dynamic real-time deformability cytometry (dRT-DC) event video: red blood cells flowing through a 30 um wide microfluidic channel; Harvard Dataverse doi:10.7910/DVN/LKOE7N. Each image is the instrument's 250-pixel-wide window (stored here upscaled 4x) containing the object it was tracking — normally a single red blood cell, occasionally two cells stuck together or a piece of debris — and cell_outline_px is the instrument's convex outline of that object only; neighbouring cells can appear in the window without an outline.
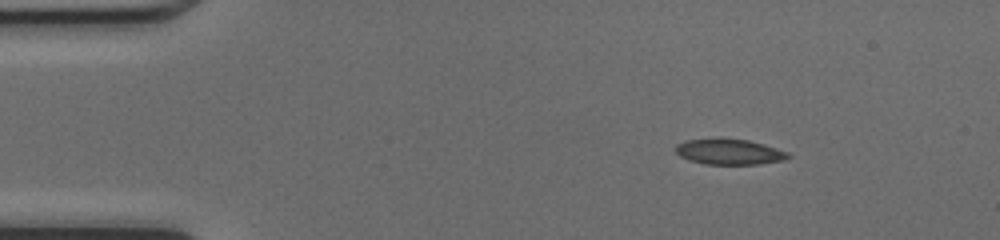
{"species": "common noctule bat (a hibernating species)", "species_latin": "Nyctalus noctula", "temperature_condition": "cold", "stored_images_in_passage": 42, "camera_frame_rate_fps": 3000, "um_per_image_px": 0.085, "animal": {"sex": "female", "body_mass_g": 17.0, "forearm_length_mm": 48.0}, "frame": {"image": 1, "passage_image": 1, "time_ms": 0.0, "image_size_px": [1000, 240], "cell_outline_px": [[792, 156], [784, 160], [760, 164], [704, 164], [688, 160], [680, 156], [676, 152], [676, 144], [688, 140], [720, 136], [748, 140], [764, 144], [788, 152]], "centroid_in_image_um": [61.98, 12.88], "position_along_channel_um": 23.0, "area_um2": 17.22}}
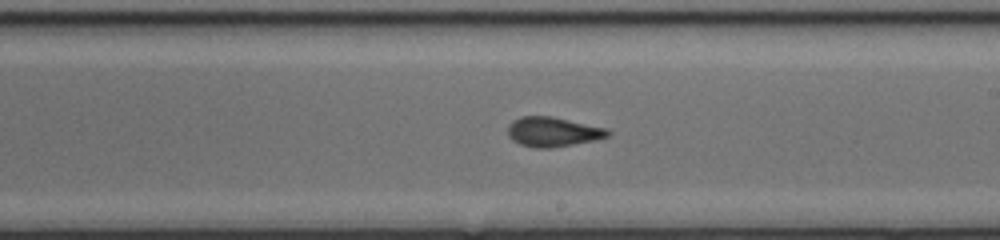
{"frame": {"image": 2, "passage_image": 22, "time_ms": 7.0, "image_size_px": [1000, 240], "cell_outline_px": [[612, 132], [608, 136], [592, 140], [552, 148], [536, 148], [520, 144], [512, 140], [508, 136], [508, 124], [512, 120], [520, 116], [552, 116], [608, 128]], "centroid_in_image_um": [46.97, 11.19], "position_along_channel_um": 242.0, "area_um2": 17.34}}
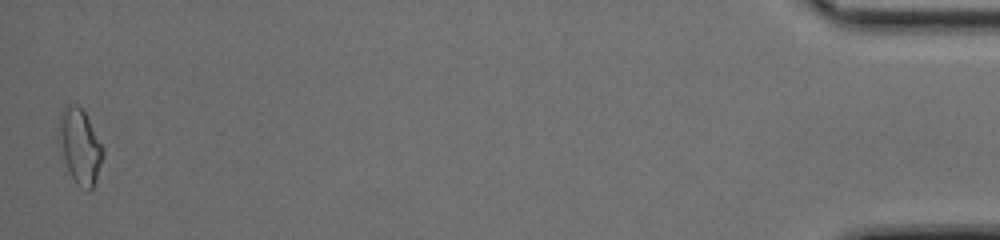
{"frame": {"image": 3, "passage_image": 42, "time_ms": 13.667, "image_size_px": [1000, 240], "cell_outline_px": [[104, 156], [96, 180], [92, 188], [88, 192], [80, 188], [76, 184], [64, 160], [56, 140], [60, 112], [68, 104], [76, 104], [84, 112], [104, 148]], "centroid_in_image_um": [6.77, 12.45], "position_along_channel_um": 428.4, "area_um2": 19.54}, "authors_computed_cell_mechanics": {"area_um2": 17.2822, "velocity_mm_per_s": 4.2569, "shape_relaxation_time_tau1_ms": 9.5069, "shape_relaxation_time_tau2_ms": 1.2364, "deformation_change_tau1": 0.1938, "deformation_change_tau2": 0.0645}}